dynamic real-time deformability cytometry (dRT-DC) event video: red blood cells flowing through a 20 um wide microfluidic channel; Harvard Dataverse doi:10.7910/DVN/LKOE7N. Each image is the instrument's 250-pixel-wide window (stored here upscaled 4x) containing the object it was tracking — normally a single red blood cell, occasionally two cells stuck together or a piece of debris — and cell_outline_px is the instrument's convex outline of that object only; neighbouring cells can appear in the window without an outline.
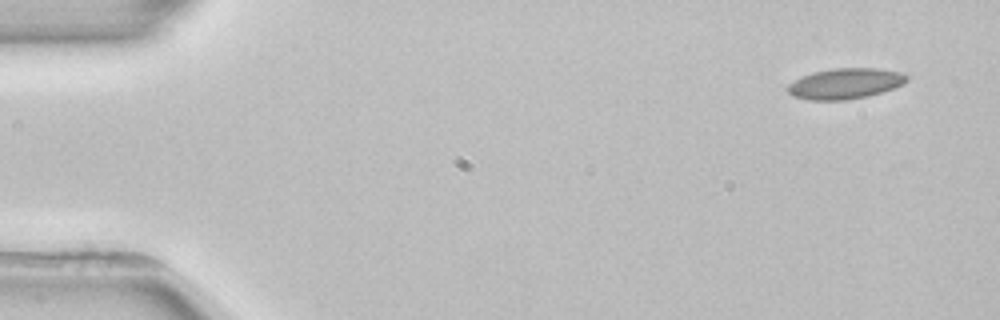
{"species": "common noctule bat (a hibernating species)", "species_latin": "Nyctalus noctula", "temperature_condition": "room temperature", "stored_images_in_passage": 3, "camera_frame_rate_fps": 3000, "um_per_image_px": 0.085, "animal": {"sex": "female", "body_mass_g": 22.7, "forearm_length_mm": 54.2}, "frame": {"image": 1, "passage_image": 1, "time_ms": 0.0, "image_size_px": [1000, 320], "cell_outline_px": [[908, 80], [904, 84], [868, 96], [848, 100], [808, 100], [792, 96], [788, 92], [788, 84], [804, 76], [816, 72], [832, 68], [876, 68], [900, 72], [908, 76]], "centroid_in_image_um": [71.86, 7.11], "position_along_channel_um": 13.1, "area_um2": 21.1}}
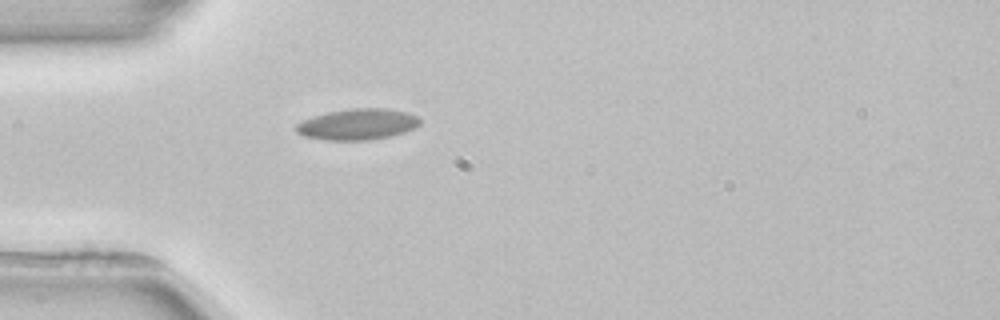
{"frame": {"image": 2, "passage_image": 3, "time_ms": 4.0, "image_size_px": [1000, 320], "cell_outline_px": [[420, 124], [416, 128], [392, 136], [368, 140], [324, 140], [304, 136], [296, 132], [296, 124], [304, 120], [328, 112], [352, 108], [384, 108], [408, 112], [416, 116], [420, 120]], "centroid_in_image_um": [30.43, 10.57], "position_along_channel_um": 54.6, "area_um2": 22.37}}